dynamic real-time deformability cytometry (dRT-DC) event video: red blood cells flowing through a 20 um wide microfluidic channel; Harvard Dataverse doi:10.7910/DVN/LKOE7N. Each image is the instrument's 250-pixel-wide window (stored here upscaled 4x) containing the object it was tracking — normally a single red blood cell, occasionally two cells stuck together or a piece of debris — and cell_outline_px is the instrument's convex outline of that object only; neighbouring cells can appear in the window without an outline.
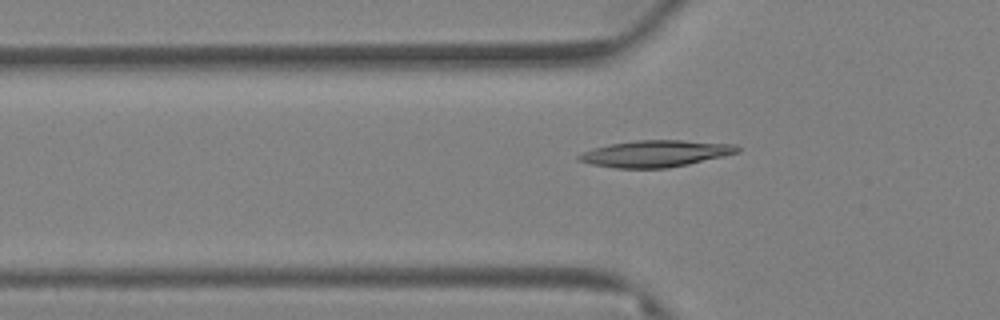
{"species": "Egyptian fruit bat (a non-hibernating species)", "species_latin": "Rousettus aegyptiacus", "temperature_condition": "warm", "stored_images_in_passage": 65, "camera_frame_rate_fps": 3000, "um_per_image_px": 0.085, "animal": {"sex": "female"}, "frame": {"image": 1, "passage_image": 25, "time_ms": 8.0, "image_size_px": [1000, 320], "cell_outline_px": [[740, 152], [724, 156], [688, 164], [668, 168], [616, 168], [592, 164], [576, 160], [576, 156], [592, 148], [608, 144], [636, 140], [680, 140], [736, 144], [740, 148]], "centroid_in_image_um": [55.72, 13.05], "position_along_channel_um": 70.1, "area_um2": 24.68}}
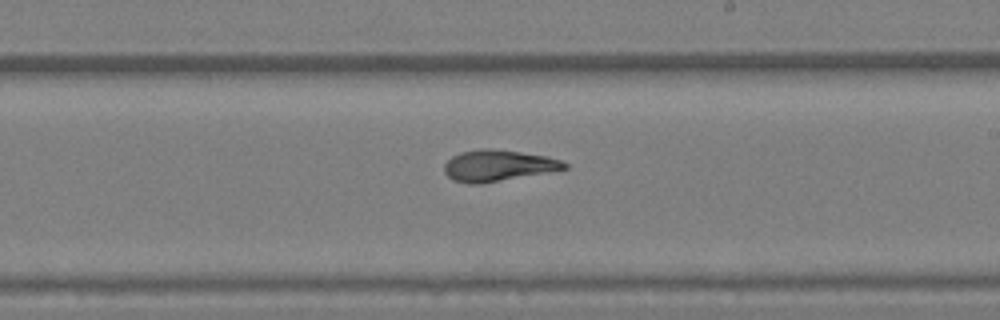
{"frame": {"image": 2, "passage_image": 43, "time_ms": 14.0, "image_size_px": [1000, 320], "cell_outline_px": [[568, 168], [480, 184], [468, 184], [452, 180], [444, 172], [444, 164], [452, 156], [460, 152], [484, 148], [492, 148], [520, 152], [544, 156], [560, 160], [568, 164]], "centroid_in_image_um": [42.27, 14.07], "position_along_channel_um": 246.7, "area_um2": 21.68}}
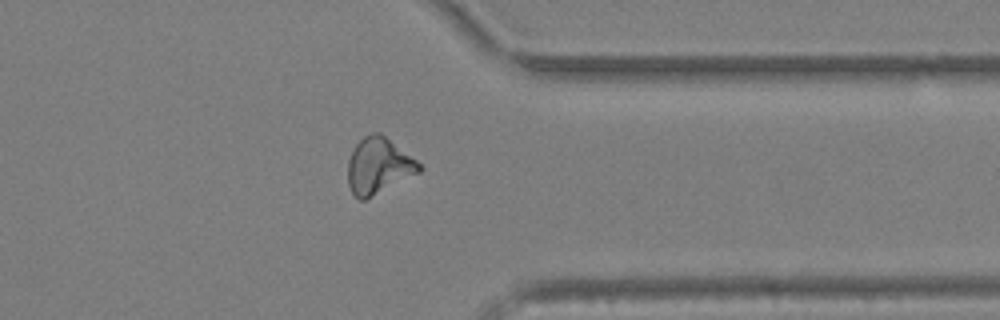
{"frame": {"image": 3, "passage_image": 57, "time_ms": 18.667, "image_size_px": [1000, 320], "cell_outline_px": [[424, 168], [420, 172], [364, 200], [360, 200], [352, 192], [348, 184], [348, 160], [356, 144], [364, 136], [372, 132], [380, 132], [416, 160]], "centroid_in_image_um": [32.17, 14.09], "position_along_channel_um": 379.2, "area_um2": 23.0}}